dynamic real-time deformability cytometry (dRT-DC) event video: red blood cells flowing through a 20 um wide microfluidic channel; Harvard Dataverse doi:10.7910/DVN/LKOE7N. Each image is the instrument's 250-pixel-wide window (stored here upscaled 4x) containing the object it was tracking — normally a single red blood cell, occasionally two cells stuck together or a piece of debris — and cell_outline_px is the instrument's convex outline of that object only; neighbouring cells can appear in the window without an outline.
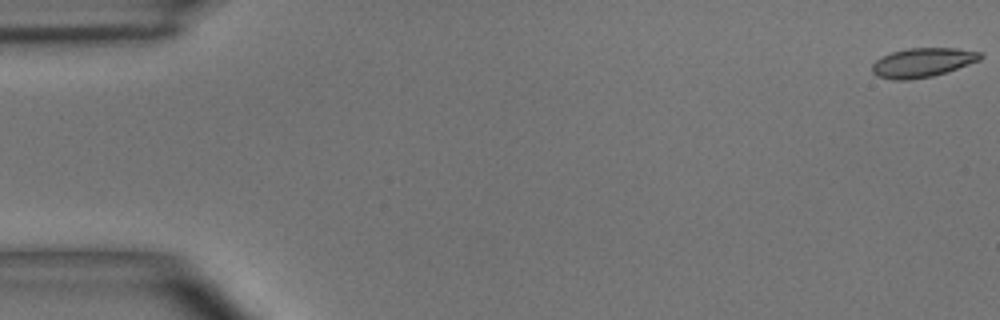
{"species": "common noctule bat (a hibernating species)", "species_latin": "Nyctalus noctula", "temperature_condition": "room temperature", "stored_images_in_passage": 4, "camera_frame_rate_fps": 3000, "um_per_image_px": 0.085, "animal": {"sex": "male", "body_mass_g": 15.6}, "frame": {"image": 1, "passage_image": 1, "time_ms": 0.0, "image_size_px": [1000, 320], "cell_outline_px": [[984, 56], [980, 60], [932, 76], [908, 80], [892, 80], [876, 76], [872, 72], [872, 64], [876, 60], [892, 52], [908, 48], [956, 48], [980, 52]], "centroid_in_image_um": [78.39, 5.32], "position_along_channel_um": 6.6, "area_um2": 18.26}}
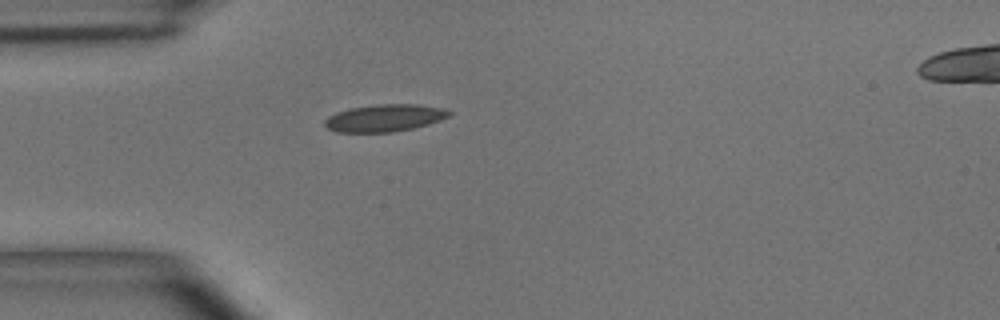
{"frame": {"image": 2, "passage_image": 4, "time_ms": 4.667, "image_size_px": [1000, 320], "cell_outline_px": [[452, 112], [448, 116], [440, 120], [428, 124], [412, 128], [392, 132], [336, 132], [328, 128], [324, 124], [324, 120], [328, 116], [336, 112], [352, 108], [376, 104], [416, 104], [440, 108]], "centroid_in_image_um": [32.65, 10.03], "position_along_channel_um": 52.3, "area_um2": 19.54}}